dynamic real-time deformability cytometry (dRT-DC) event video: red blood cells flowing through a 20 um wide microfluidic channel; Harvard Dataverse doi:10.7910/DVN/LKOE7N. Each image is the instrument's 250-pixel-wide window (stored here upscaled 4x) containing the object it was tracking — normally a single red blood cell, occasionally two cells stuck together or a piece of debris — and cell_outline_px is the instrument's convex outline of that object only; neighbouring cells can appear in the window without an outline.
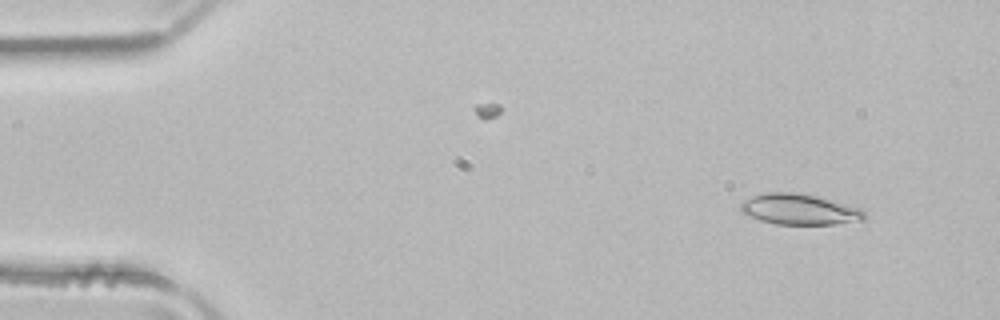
{"species": "common noctule bat (a hibernating species)", "species_latin": "Nyctalus noctula", "temperature_condition": "room temperature", "stored_images_in_passage": 16, "camera_frame_rate_fps": 3000, "um_per_image_px": 0.085, "animal": {"sex": "male", "body_mass_g": 21.5, "forearm_length_mm": 52.0}, "frame": {"image": 1, "passage_image": 5, "time_ms": 1.333, "image_size_px": [1000, 320], "cell_outline_px": [[868, 216], [864, 220], [836, 224], [776, 224], [760, 220], [748, 216], [740, 212], [740, 204], [744, 200], [752, 196], [764, 192], [796, 192], [816, 196], [860, 208]], "centroid_in_image_um": [67.93, 17.79], "position_along_channel_um": 17.1, "area_um2": 22.25}}